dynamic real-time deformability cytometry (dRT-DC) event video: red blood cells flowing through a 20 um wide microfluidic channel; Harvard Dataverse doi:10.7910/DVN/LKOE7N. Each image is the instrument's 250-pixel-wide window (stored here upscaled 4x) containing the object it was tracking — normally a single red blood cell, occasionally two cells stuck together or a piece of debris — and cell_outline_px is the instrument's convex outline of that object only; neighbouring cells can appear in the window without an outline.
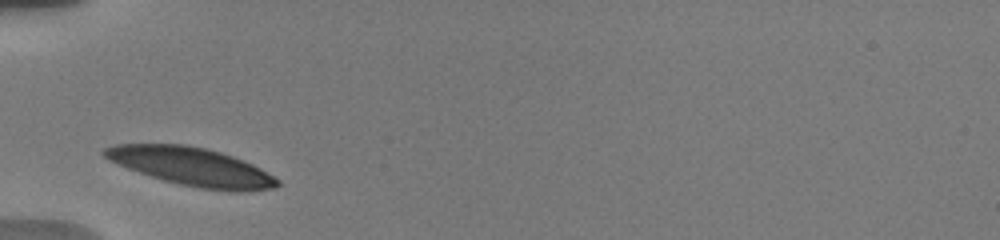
{"species": "human", "species_latin": "Homo sapiens", "temperature_condition": "warm", "stored_images_in_passage": 3, "camera_frame_rate_fps": 3000, "um_per_image_px": 0.085, "donor": {"sex": "male"}, "frame": {"image": 1, "passage_image": 1, "time_ms": 0.0, "image_size_px": [1000, 240], "cell_outline_px": [[280, 184], [276, 188], [248, 192], [232, 192], [200, 188], [180, 184], [164, 180], [128, 168], [108, 160], [100, 152], [104, 148], [116, 144], [184, 144], [204, 148], [220, 152], [232, 156], [252, 164], [260, 168], [280, 180]], "centroid_in_image_um": [16.32, 14.17], "position_along_channel_um": 68.7, "area_um2": 38.44}}
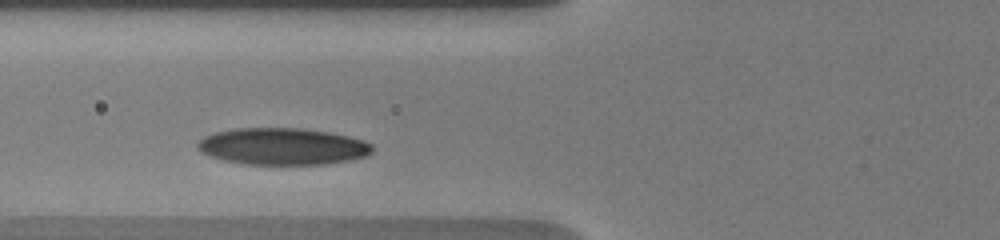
{"frame": {"image": 2, "passage_image": 2, "time_ms": 1.0, "image_size_px": [1000, 240], "cell_outline_px": [[372, 152], [364, 156], [348, 160], [324, 164], [244, 164], [224, 160], [200, 152], [196, 148], [196, 144], [204, 136], [216, 132], [236, 128], [300, 128], [332, 132], [348, 136], [372, 144]], "centroid_in_image_um": [23.98, 12.44], "position_along_channel_um": 101.8, "area_um2": 37.34}}